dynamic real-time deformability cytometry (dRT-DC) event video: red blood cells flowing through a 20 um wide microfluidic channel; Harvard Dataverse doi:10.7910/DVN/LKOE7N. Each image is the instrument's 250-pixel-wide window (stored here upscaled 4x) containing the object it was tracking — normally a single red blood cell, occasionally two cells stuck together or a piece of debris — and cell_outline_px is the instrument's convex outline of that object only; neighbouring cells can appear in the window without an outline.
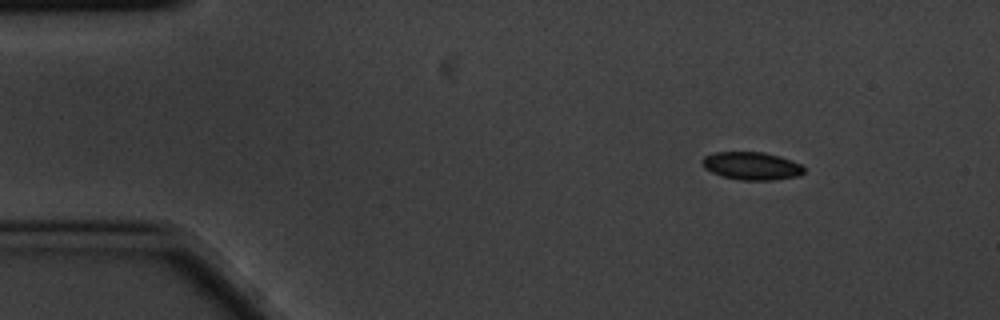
{"species": "common noctule bat (a hibernating species)", "species_latin": "Nyctalus noctula", "temperature_condition": "cold", "stored_images_in_passage": 6, "camera_frame_rate_fps": 3000, "um_per_image_px": 0.085, "animal": {"sex": "male", "body_mass_g": 20.1, "forearm_length_mm": 53.5}, "frame": {"image": 1, "passage_image": 1, "time_ms": 0.0, "image_size_px": [1000, 320], "cell_outline_px": [[804, 172], [800, 176], [772, 180], [740, 180], [724, 176], [712, 172], [704, 168], [700, 160], [704, 156], [716, 152], [764, 152], [780, 156], [792, 160], [800, 164], [804, 168]], "centroid_in_image_um": [63.89, 14.1], "position_along_channel_um": 21.1, "area_um2": 16.59}}
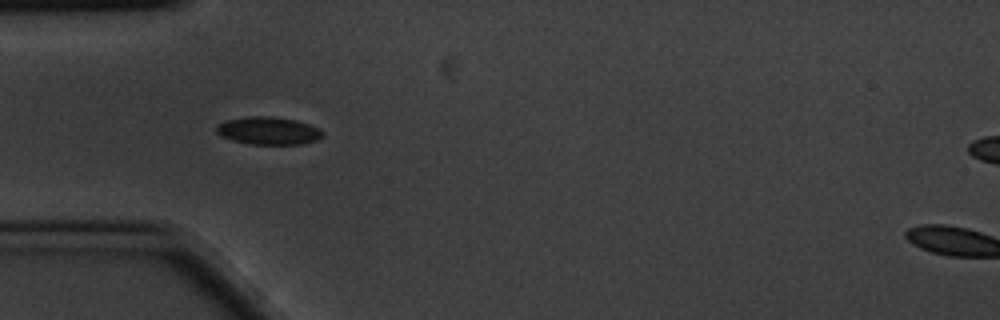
{"frame": {"image": 2, "passage_image": 3, "time_ms": 0.667, "image_size_px": [1000, 320], "cell_outline_px": [[324, 136], [316, 140], [300, 144], [248, 144], [232, 140], [220, 136], [216, 132], [216, 128], [220, 124], [228, 120], [248, 116], [268, 116], [296, 120], [320, 128], [324, 132]], "centroid_in_image_um": [22.84, 11.12], "position_along_channel_um": 62.2, "area_um2": 17.11}}
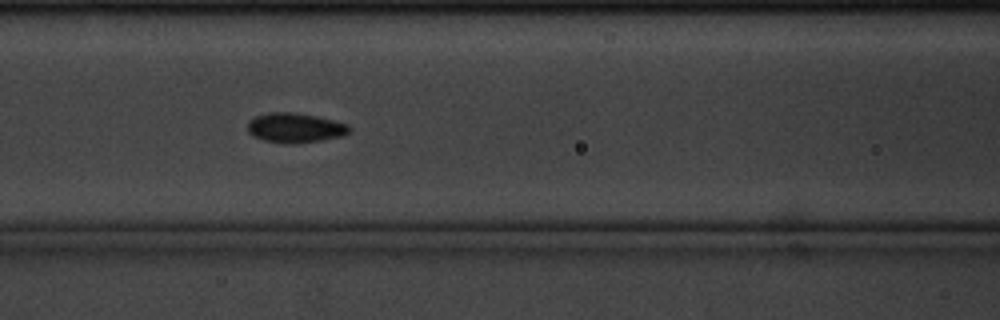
{"frame": {"image": 3, "passage_image": 5, "time_ms": 1.333, "image_size_px": [1000, 320], "cell_outline_px": [[348, 132], [340, 136], [320, 140], [296, 144], [292, 144], [264, 140], [252, 136], [248, 132], [248, 120], [256, 116], [268, 112], [296, 112], [316, 116], [348, 124]], "centroid_in_image_um": [25.02, 10.85], "position_along_channel_um": 141.6, "area_um2": 17.46}}